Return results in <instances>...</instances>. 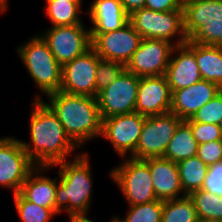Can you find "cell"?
I'll return each instance as SVG.
<instances>
[{
    "mask_svg": "<svg viewBox=\"0 0 222 222\" xmlns=\"http://www.w3.org/2000/svg\"><path fill=\"white\" fill-rule=\"evenodd\" d=\"M92 48L104 60L120 62L126 66L138 49L142 37L128 22L121 29L105 33H91Z\"/></svg>",
    "mask_w": 222,
    "mask_h": 222,
    "instance_id": "cell-13",
    "label": "cell"
},
{
    "mask_svg": "<svg viewBox=\"0 0 222 222\" xmlns=\"http://www.w3.org/2000/svg\"><path fill=\"white\" fill-rule=\"evenodd\" d=\"M88 152L71 161H62L59 166L55 194L56 215L66 212L68 217L88 215L92 199V169Z\"/></svg>",
    "mask_w": 222,
    "mask_h": 222,
    "instance_id": "cell-3",
    "label": "cell"
},
{
    "mask_svg": "<svg viewBox=\"0 0 222 222\" xmlns=\"http://www.w3.org/2000/svg\"><path fill=\"white\" fill-rule=\"evenodd\" d=\"M189 197L194 203L198 219L222 221V197L202 189L192 192Z\"/></svg>",
    "mask_w": 222,
    "mask_h": 222,
    "instance_id": "cell-27",
    "label": "cell"
},
{
    "mask_svg": "<svg viewBox=\"0 0 222 222\" xmlns=\"http://www.w3.org/2000/svg\"><path fill=\"white\" fill-rule=\"evenodd\" d=\"M128 205L149 203L157 200L149 165L145 160L127 157L110 171Z\"/></svg>",
    "mask_w": 222,
    "mask_h": 222,
    "instance_id": "cell-7",
    "label": "cell"
},
{
    "mask_svg": "<svg viewBox=\"0 0 222 222\" xmlns=\"http://www.w3.org/2000/svg\"><path fill=\"white\" fill-rule=\"evenodd\" d=\"M165 77L171 92L187 88L202 80L195 58L194 42L188 40L185 44L174 47Z\"/></svg>",
    "mask_w": 222,
    "mask_h": 222,
    "instance_id": "cell-16",
    "label": "cell"
},
{
    "mask_svg": "<svg viewBox=\"0 0 222 222\" xmlns=\"http://www.w3.org/2000/svg\"><path fill=\"white\" fill-rule=\"evenodd\" d=\"M182 121L171 112L146 116L138 145L131 158L145 160L163 157L170 140Z\"/></svg>",
    "mask_w": 222,
    "mask_h": 222,
    "instance_id": "cell-8",
    "label": "cell"
},
{
    "mask_svg": "<svg viewBox=\"0 0 222 222\" xmlns=\"http://www.w3.org/2000/svg\"><path fill=\"white\" fill-rule=\"evenodd\" d=\"M112 222H117V221L114 219V217H112Z\"/></svg>",
    "mask_w": 222,
    "mask_h": 222,
    "instance_id": "cell-44",
    "label": "cell"
},
{
    "mask_svg": "<svg viewBox=\"0 0 222 222\" xmlns=\"http://www.w3.org/2000/svg\"><path fill=\"white\" fill-rule=\"evenodd\" d=\"M197 222H222L218 220H211V219H198Z\"/></svg>",
    "mask_w": 222,
    "mask_h": 222,
    "instance_id": "cell-38",
    "label": "cell"
},
{
    "mask_svg": "<svg viewBox=\"0 0 222 222\" xmlns=\"http://www.w3.org/2000/svg\"><path fill=\"white\" fill-rule=\"evenodd\" d=\"M180 183L185 195L200 190L208 173L207 166L198 156H193L177 163Z\"/></svg>",
    "mask_w": 222,
    "mask_h": 222,
    "instance_id": "cell-24",
    "label": "cell"
},
{
    "mask_svg": "<svg viewBox=\"0 0 222 222\" xmlns=\"http://www.w3.org/2000/svg\"><path fill=\"white\" fill-rule=\"evenodd\" d=\"M174 47L165 40L142 39L125 68L139 77L165 75Z\"/></svg>",
    "mask_w": 222,
    "mask_h": 222,
    "instance_id": "cell-14",
    "label": "cell"
},
{
    "mask_svg": "<svg viewBox=\"0 0 222 222\" xmlns=\"http://www.w3.org/2000/svg\"><path fill=\"white\" fill-rule=\"evenodd\" d=\"M201 189L222 197V161L209 166Z\"/></svg>",
    "mask_w": 222,
    "mask_h": 222,
    "instance_id": "cell-33",
    "label": "cell"
},
{
    "mask_svg": "<svg viewBox=\"0 0 222 222\" xmlns=\"http://www.w3.org/2000/svg\"><path fill=\"white\" fill-rule=\"evenodd\" d=\"M29 128L30 142L20 141L36 166L53 167L68 160L69 155L74 158L80 154H72L79 147L66 134L56 114L38 95L33 99Z\"/></svg>",
    "mask_w": 222,
    "mask_h": 222,
    "instance_id": "cell-1",
    "label": "cell"
},
{
    "mask_svg": "<svg viewBox=\"0 0 222 222\" xmlns=\"http://www.w3.org/2000/svg\"><path fill=\"white\" fill-rule=\"evenodd\" d=\"M139 79L125 69L114 82L98 92L96 99L102 119L135 112Z\"/></svg>",
    "mask_w": 222,
    "mask_h": 222,
    "instance_id": "cell-9",
    "label": "cell"
},
{
    "mask_svg": "<svg viewBox=\"0 0 222 222\" xmlns=\"http://www.w3.org/2000/svg\"><path fill=\"white\" fill-rule=\"evenodd\" d=\"M125 12L131 15L134 11L144 8L145 0H120Z\"/></svg>",
    "mask_w": 222,
    "mask_h": 222,
    "instance_id": "cell-36",
    "label": "cell"
},
{
    "mask_svg": "<svg viewBox=\"0 0 222 222\" xmlns=\"http://www.w3.org/2000/svg\"><path fill=\"white\" fill-rule=\"evenodd\" d=\"M198 143L193 137L190 125L183 120L170 140L163 158L175 163L197 156Z\"/></svg>",
    "mask_w": 222,
    "mask_h": 222,
    "instance_id": "cell-23",
    "label": "cell"
},
{
    "mask_svg": "<svg viewBox=\"0 0 222 222\" xmlns=\"http://www.w3.org/2000/svg\"><path fill=\"white\" fill-rule=\"evenodd\" d=\"M16 48V53L41 93L47 96L61 89L62 66L39 33Z\"/></svg>",
    "mask_w": 222,
    "mask_h": 222,
    "instance_id": "cell-4",
    "label": "cell"
},
{
    "mask_svg": "<svg viewBox=\"0 0 222 222\" xmlns=\"http://www.w3.org/2000/svg\"><path fill=\"white\" fill-rule=\"evenodd\" d=\"M91 33H105L121 29L129 22L120 0H94L89 7Z\"/></svg>",
    "mask_w": 222,
    "mask_h": 222,
    "instance_id": "cell-21",
    "label": "cell"
},
{
    "mask_svg": "<svg viewBox=\"0 0 222 222\" xmlns=\"http://www.w3.org/2000/svg\"><path fill=\"white\" fill-rule=\"evenodd\" d=\"M197 156L207 166L222 161V140L198 144Z\"/></svg>",
    "mask_w": 222,
    "mask_h": 222,
    "instance_id": "cell-34",
    "label": "cell"
},
{
    "mask_svg": "<svg viewBox=\"0 0 222 222\" xmlns=\"http://www.w3.org/2000/svg\"><path fill=\"white\" fill-rule=\"evenodd\" d=\"M125 69V65L120 62L100 58L96 68V96L99 91L114 82Z\"/></svg>",
    "mask_w": 222,
    "mask_h": 222,
    "instance_id": "cell-30",
    "label": "cell"
},
{
    "mask_svg": "<svg viewBox=\"0 0 222 222\" xmlns=\"http://www.w3.org/2000/svg\"><path fill=\"white\" fill-rule=\"evenodd\" d=\"M222 119V91L199 109L191 119L186 122H200L206 124H219Z\"/></svg>",
    "mask_w": 222,
    "mask_h": 222,
    "instance_id": "cell-31",
    "label": "cell"
},
{
    "mask_svg": "<svg viewBox=\"0 0 222 222\" xmlns=\"http://www.w3.org/2000/svg\"><path fill=\"white\" fill-rule=\"evenodd\" d=\"M13 199L21 222H51L57 216L50 208L29 202L19 192L13 194Z\"/></svg>",
    "mask_w": 222,
    "mask_h": 222,
    "instance_id": "cell-29",
    "label": "cell"
},
{
    "mask_svg": "<svg viewBox=\"0 0 222 222\" xmlns=\"http://www.w3.org/2000/svg\"><path fill=\"white\" fill-rule=\"evenodd\" d=\"M36 167L21 141L13 137L0 138V186L13 194L20 192L22 184Z\"/></svg>",
    "mask_w": 222,
    "mask_h": 222,
    "instance_id": "cell-11",
    "label": "cell"
},
{
    "mask_svg": "<svg viewBox=\"0 0 222 222\" xmlns=\"http://www.w3.org/2000/svg\"><path fill=\"white\" fill-rule=\"evenodd\" d=\"M144 8L159 12H169L183 10V5L179 0H145Z\"/></svg>",
    "mask_w": 222,
    "mask_h": 222,
    "instance_id": "cell-35",
    "label": "cell"
},
{
    "mask_svg": "<svg viewBox=\"0 0 222 222\" xmlns=\"http://www.w3.org/2000/svg\"><path fill=\"white\" fill-rule=\"evenodd\" d=\"M180 1V3L182 4V5H184L185 3H187V2H189V1H191V0H179Z\"/></svg>",
    "mask_w": 222,
    "mask_h": 222,
    "instance_id": "cell-42",
    "label": "cell"
},
{
    "mask_svg": "<svg viewBox=\"0 0 222 222\" xmlns=\"http://www.w3.org/2000/svg\"><path fill=\"white\" fill-rule=\"evenodd\" d=\"M146 116L137 112L116 115L102 119L101 137L113 145L120 157H131L138 145V140Z\"/></svg>",
    "mask_w": 222,
    "mask_h": 222,
    "instance_id": "cell-12",
    "label": "cell"
},
{
    "mask_svg": "<svg viewBox=\"0 0 222 222\" xmlns=\"http://www.w3.org/2000/svg\"><path fill=\"white\" fill-rule=\"evenodd\" d=\"M0 3H2L8 9L9 0H0Z\"/></svg>",
    "mask_w": 222,
    "mask_h": 222,
    "instance_id": "cell-41",
    "label": "cell"
},
{
    "mask_svg": "<svg viewBox=\"0 0 222 222\" xmlns=\"http://www.w3.org/2000/svg\"><path fill=\"white\" fill-rule=\"evenodd\" d=\"M193 132V137L198 144L222 140V133L218 124H206L200 122H187Z\"/></svg>",
    "mask_w": 222,
    "mask_h": 222,
    "instance_id": "cell-32",
    "label": "cell"
},
{
    "mask_svg": "<svg viewBox=\"0 0 222 222\" xmlns=\"http://www.w3.org/2000/svg\"><path fill=\"white\" fill-rule=\"evenodd\" d=\"M198 217L192 199L181 198L163 201L161 222H197Z\"/></svg>",
    "mask_w": 222,
    "mask_h": 222,
    "instance_id": "cell-26",
    "label": "cell"
},
{
    "mask_svg": "<svg viewBox=\"0 0 222 222\" xmlns=\"http://www.w3.org/2000/svg\"><path fill=\"white\" fill-rule=\"evenodd\" d=\"M172 92L165 75L140 77L135 112L162 115L170 112Z\"/></svg>",
    "mask_w": 222,
    "mask_h": 222,
    "instance_id": "cell-17",
    "label": "cell"
},
{
    "mask_svg": "<svg viewBox=\"0 0 222 222\" xmlns=\"http://www.w3.org/2000/svg\"><path fill=\"white\" fill-rule=\"evenodd\" d=\"M183 10L190 42L222 46V0H191Z\"/></svg>",
    "mask_w": 222,
    "mask_h": 222,
    "instance_id": "cell-5",
    "label": "cell"
},
{
    "mask_svg": "<svg viewBox=\"0 0 222 222\" xmlns=\"http://www.w3.org/2000/svg\"><path fill=\"white\" fill-rule=\"evenodd\" d=\"M45 13L50 19L51 27L72 26L81 24L80 14L83 12L82 4H75L63 0H45Z\"/></svg>",
    "mask_w": 222,
    "mask_h": 222,
    "instance_id": "cell-25",
    "label": "cell"
},
{
    "mask_svg": "<svg viewBox=\"0 0 222 222\" xmlns=\"http://www.w3.org/2000/svg\"><path fill=\"white\" fill-rule=\"evenodd\" d=\"M69 219H70V222H95L94 220L90 219L88 215L71 216L69 217ZM110 222H112V218Z\"/></svg>",
    "mask_w": 222,
    "mask_h": 222,
    "instance_id": "cell-37",
    "label": "cell"
},
{
    "mask_svg": "<svg viewBox=\"0 0 222 222\" xmlns=\"http://www.w3.org/2000/svg\"><path fill=\"white\" fill-rule=\"evenodd\" d=\"M7 8L2 4L0 3V14L6 12Z\"/></svg>",
    "mask_w": 222,
    "mask_h": 222,
    "instance_id": "cell-40",
    "label": "cell"
},
{
    "mask_svg": "<svg viewBox=\"0 0 222 222\" xmlns=\"http://www.w3.org/2000/svg\"><path fill=\"white\" fill-rule=\"evenodd\" d=\"M222 89L214 82L200 80L183 89L172 91L170 112L181 120L191 119L206 103L217 96Z\"/></svg>",
    "mask_w": 222,
    "mask_h": 222,
    "instance_id": "cell-18",
    "label": "cell"
},
{
    "mask_svg": "<svg viewBox=\"0 0 222 222\" xmlns=\"http://www.w3.org/2000/svg\"><path fill=\"white\" fill-rule=\"evenodd\" d=\"M49 168L51 166H36L22 184L19 193L29 202L50 208L56 214L55 194L58 178L43 176Z\"/></svg>",
    "mask_w": 222,
    "mask_h": 222,
    "instance_id": "cell-20",
    "label": "cell"
},
{
    "mask_svg": "<svg viewBox=\"0 0 222 222\" xmlns=\"http://www.w3.org/2000/svg\"><path fill=\"white\" fill-rule=\"evenodd\" d=\"M125 218L114 216L117 222H161L163 201L154 200L149 203L128 205Z\"/></svg>",
    "mask_w": 222,
    "mask_h": 222,
    "instance_id": "cell-28",
    "label": "cell"
},
{
    "mask_svg": "<svg viewBox=\"0 0 222 222\" xmlns=\"http://www.w3.org/2000/svg\"><path fill=\"white\" fill-rule=\"evenodd\" d=\"M219 127H220V130H221V133H222V119L220 120V122H219Z\"/></svg>",
    "mask_w": 222,
    "mask_h": 222,
    "instance_id": "cell-43",
    "label": "cell"
},
{
    "mask_svg": "<svg viewBox=\"0 0 222 222\" xmlns=\"http://www.w3.org/2000/svg\"><path fill=\"white\" fill-rule=\"evenodd\" d=\"M145 161L149 165L158 200L166 201L186 196L181 187L177 163L163 157L149 158Z\"/></svg>",
    "mask_w": 222,
    "mask_h": 222,
    "instance_id": "cell-19",
    "label": "cell"
},
{
    "mask_svg": "<svg viewBox=\"0 0 222 222\" xmlns=\"http://www.w3.org/2000/svg\"><path fill=\"white\" fill-rule=\"evenodd\" d=\"M100 57L91 47L84 54L62 66L61 91L96 98V68Z\"/></svg>",
    "mask_w": 222,
    "mask_h": 222,
    "instance_id": "cell-15",
    "label": "cell"
},
{
    "mask_svg": "<svg viewBox=\"0 0 222 222\" xmlns=\"http://www.w3.org/2000/svg\"><path fill=\"white\" fill-rule=\"evenodd\" d=\"M129 22L142 39L165 40L175 46L188 41L184 30V10L159 12L141 8L129 15ZM176 36L178 38L174 40Z\"/></svg>",
    "mask_w": 222,
    "mask_h": 222,
    "instance_id": "cell-6",
    "label": "cell"
},
{
    "mask_svg": "<svg viewBox=\"0 0 222 222\" xmlns=\"http://www.w3.org/2000/svg\"><path fill=\"white\" fill-rule=\"evenodd\" d=\"M45 102L56 114L66 134L80 148L102 133V118L97 99L65 93L61 90L46 96Z\"/></svg>",
    "mask_w": 222,
    "mask_h": 222,
    "instance_id": "cell-2",
    "label": "cell"
},
{
    "mask_svg": "<svg viewBox=\"0 0 222 222\" xmlns=\"http://www.w3.org/2000/svg\"><path fill=\"white\" fill-rule=\"evenodd\" d=\"M41 36L61 66L84 54L92 47L90 29H86L83 23L50 27L43 34L41 33Z\"/></svg>",
    "mask_w": 222,
    "mask_h": 222,
    "instance_id": "cell-10",
    "label": "cell"
},
{
    "mask_svg": "<svg viewBox=\"0 0 222 222\" xmlns=\"http://www.w3.org/2000/svg\"><path fill=\"white\" fill-rule=\"evenodd\" d=\"M63 1H68V2H71V3H75V4H82L83 0H63Z\"/></svg>",
    "mask_w": 222,
    "mask_h": 222,
    "instance_id": "cell-39",
    "label": "cell"
},
{
    "mask_svg": "<svg viewBox=\"0 0 222 222\" xmlns=\"http://www.w3.org/2000/svg\"><path fill=\"white\" fill-rule=\"evenodd\" d=\"M195 58L202 80L214 82L222 89V46L195 43Z\"/></svg>",
    "mask_w": 222,
    "mask_h": 222,
    "instance_id": "cell-22",
    "label": "cell"
}]
</instances>
